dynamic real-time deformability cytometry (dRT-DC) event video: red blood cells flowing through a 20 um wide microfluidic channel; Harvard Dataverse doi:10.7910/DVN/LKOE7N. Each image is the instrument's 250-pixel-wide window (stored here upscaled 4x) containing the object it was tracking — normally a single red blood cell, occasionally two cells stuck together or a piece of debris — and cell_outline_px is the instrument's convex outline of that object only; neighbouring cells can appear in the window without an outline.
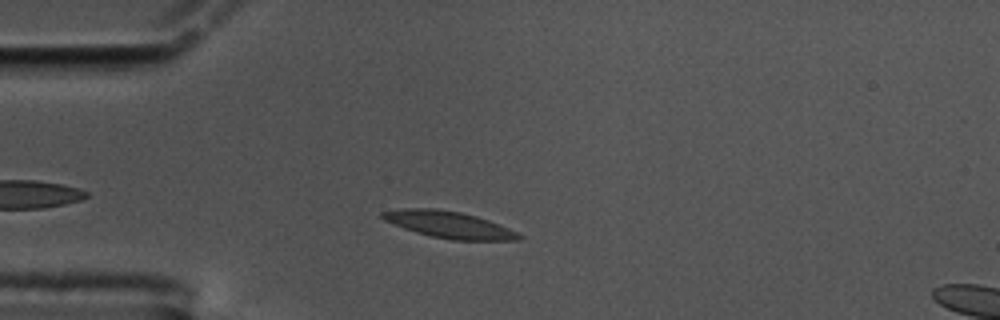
{"species": "common noctule bat (a hibernating species)", "species_latin": "Nyctalus noctula", "temperature_condition": "cold", "stored_images_in_passage": 41, "camera_frame_rate_fps": 3000, "um_per_image_px": 0.085, "animal": {"sex": "male", "body_mass_g": 17.5, "forearm_length_mm": 52.3}, "frame": {"image": 1, "passage_image": 7, "time_ms": 2.0, "image_size_px": [1000, 320], "cell_outline_px": [[524, 236], [520, 240], [452, 240], [432, 236], [416, 232], [404, 228], [384, 220], [380, 216], [380, 212], [404, 208], [436, 208], [460, 212], [476, 216], [488, 220], [508, 228]], "centroid_in_image_um": [38.15, 19.09], "position_along_channel_um": 46.8, "area_um2": 21.1}}
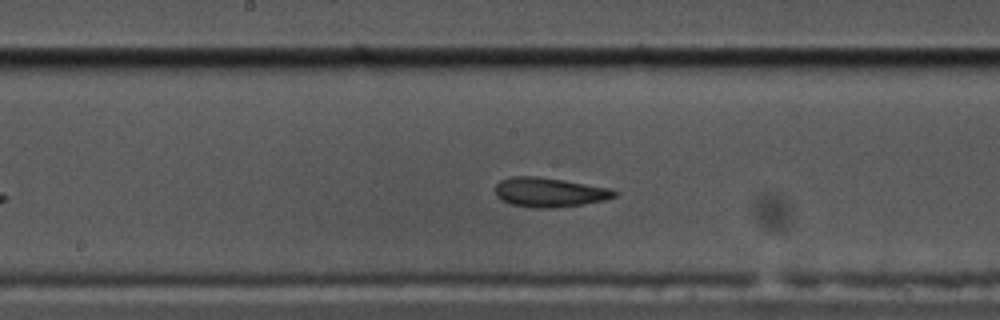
{"frame": {"image": 2, "passage_image": 22, "time_ms": 7.0, "image_size_px": [1000, 320], "cell_outline_px": [[616, 196], [604, 200], [584, 204], [556, 208], [532, 208], [512, 204], [500, 200], [496, 196], [496, 184], [500, 180], [512, 176], [536, 176], [564, 180], [612, 188], [616, 192]], "centroid_in_image_um": [46.69, 16.34], "position_along_channel_um": 201.5, "area_um2": 20.58}}
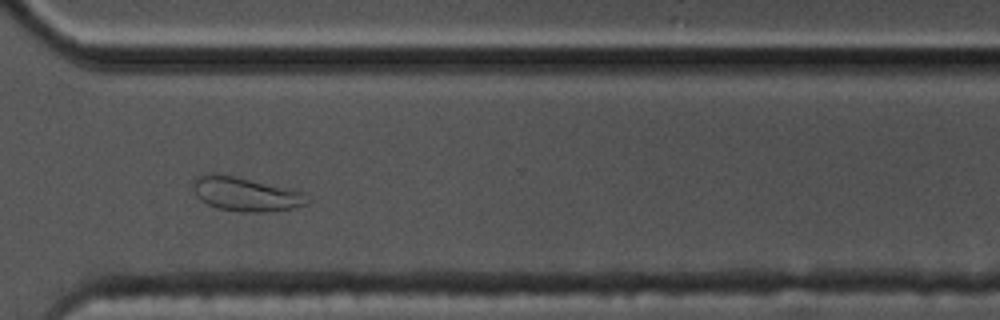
{"frame": {"image": 3, "passage_image": 35, "time_ms": 11.333, "image_size_px": [1000, 320], "cell_outline_px": [[312, 200], [308, 204], [296, 208], [264, 212], [240, 212], [220, 208], [208, 204], [200, 200], [196, 196], [192, 188], [192, 180], [196, 176], [208, 172], [216, 172], [304, 192]], "centroid_in_image_um": [20.86, 16.49], "position_along_channel_um": 349.7, "area_um2": 22.95}, "authors_computed_cell_mechanics": {"area_um2": 20.0566, "velocity_mm_per_s": 3.4147, "shape_relaxation_time_tau1_ms": 5.6731, "shape_relaxation_time_tau2_ms": 3.251, "deformation_change_tau1": 0.1629, "deformation_change_tau2": 0.0777}}